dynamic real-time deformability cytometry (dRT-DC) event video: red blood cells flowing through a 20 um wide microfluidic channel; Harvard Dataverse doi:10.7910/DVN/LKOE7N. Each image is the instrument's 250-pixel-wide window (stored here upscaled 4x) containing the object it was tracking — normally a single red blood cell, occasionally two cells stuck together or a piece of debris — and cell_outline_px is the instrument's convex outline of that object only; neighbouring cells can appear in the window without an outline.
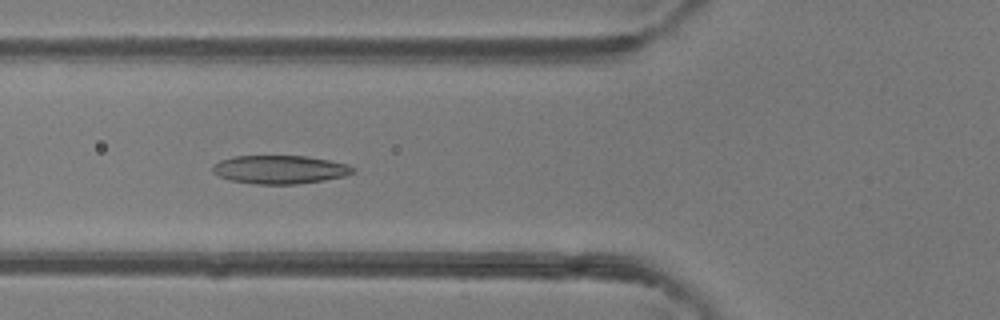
{"species": "common noctule bat (a hibernating species)", "species_latin": "Nyctalus noctula", "temperature_condition": "room temperature", "stored_images_in_passage": 48, "segment_of_instrument_passage": [1, 2], "camera_frame_rate_fps": 3000, "um_per_image_px": 0.085, "animal": {"sex": "female"}, "frame": {"image": 1, "passage_image": 17, "time_ms": 5.333, "image_size_px": [1000, 320], "cell_outline_px": [[356, 172], [344, 176], [324, 180], [296, 184], [256, 184], [232, 180], [220, 176], [212, 172], [212, 164], [220, 160], [232, 156], [308, 156], [348, 164], [356, 168]], "centroid_in_image_um": [23.8, 14.4], "position_along_channel_um": 102.0, "area_um2": 23.29}}
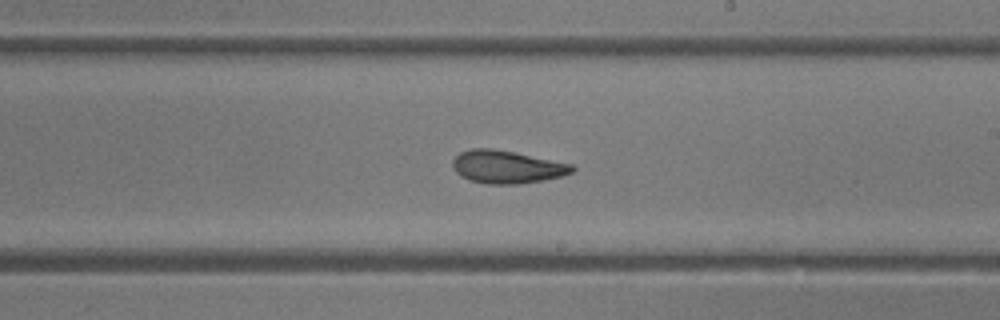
{"frame": {"image": 2, "passage_image": 27, "time_ms": 8.667, "image_size_px": [1000, 320], "cell_outline_px": [[576, 168], [572, 172], [564, 176], [544, 180], [520, 184], [484, 184], [460, 176], [452, 168], [452, 160], [460, 152], [472, 148], [492, 148], [572, 164]], "centroid_in_image_um": [43.07, 14.2], "position_along_channel_um": 245.9, "area_um2": 22.89}}
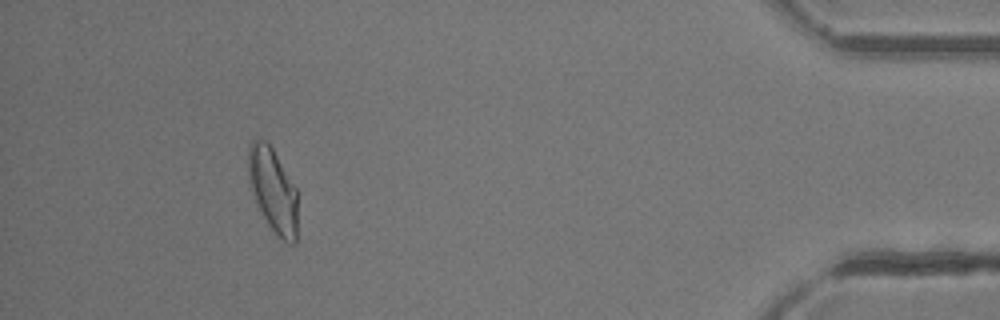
{"frame": {"image": 3, "passage_image": 43, "time_ms": 14.0, "image_size_px": [1000, 320], "cell_outline_px": [[296, 244], [288, 244], [276, 236], [268, 224], [252, 192], [248, 176], [248, 148], [252, 140], [256, 136], [260, 136], [268, 140], [296, 188]], "centroid_in_image_um": [23.18, 16.1], "position_along_channel_um": 412.0, "area_um2": 24.33}}